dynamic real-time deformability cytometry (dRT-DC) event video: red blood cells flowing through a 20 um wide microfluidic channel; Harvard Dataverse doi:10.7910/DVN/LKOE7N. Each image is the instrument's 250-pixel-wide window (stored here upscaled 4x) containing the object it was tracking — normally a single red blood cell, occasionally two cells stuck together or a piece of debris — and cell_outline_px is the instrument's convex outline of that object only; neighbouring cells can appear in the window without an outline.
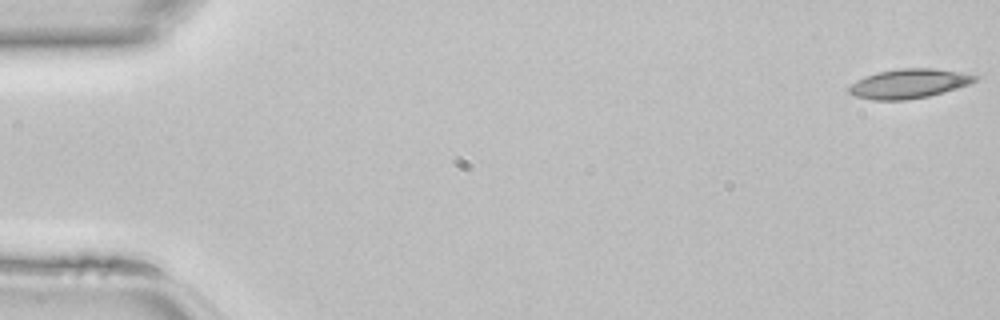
{"species": "common noctule bat (a hibernating species)", "species_latin": "Nyctalus noctula", "temperature_condition": "room temperature", "stored_images_in_passage": 46, "camera_frame_rate_fps": 3000, "um_per_image_px": 0.085, "animal": {"sex": "female", "body_mass_g": 22.7, "forearm_length_mm": 54.2}, "frame": {"image": 1, "passage_image": 1, "time_ms": 0.0, "image_size_px": [1000, 320], "cell_outline_px": [[980, 76], [976, 80], [968, 84], [944, 92], [928, 96], [908, 100], [872, 100], [856, 96], [848, 92], [848, 88], [852, 84], [864, 76], [876, 72], [900, 68], [932, 68], [960, 72]], "centroid_in_image_um": [77.24, 7.1], "position_along_channel_um": 7.8, "area_um2": 21.5}}
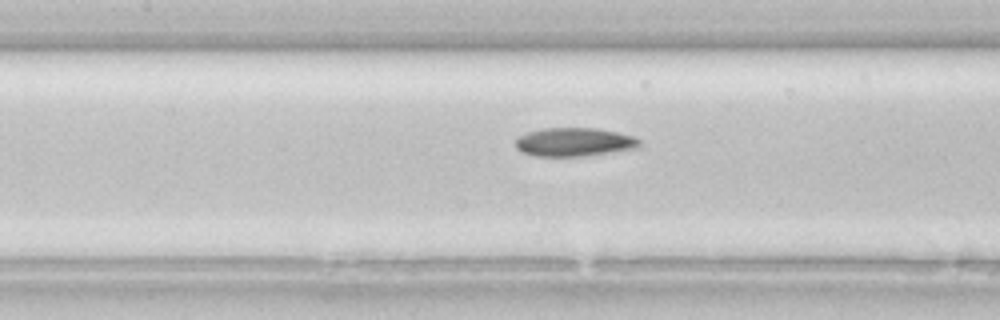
{"frame": {"image": 2, "passage_image": 21, "time_ms": 6.667, "image_size_px": [1000, 320], "cell_outline_px": [[640, 144], [636, 148], [580, 156], [536, 156], [520, 152], [516, 148], [516, 140], [520, 136], [528, 132], [544, 128], [596, 128], [616, 132], [632, 136], [640, 140]], "centroid_in_image_um": [48.77, 12.07], "position_along_channel_um": 158.6, "area_um2": 20.35}}
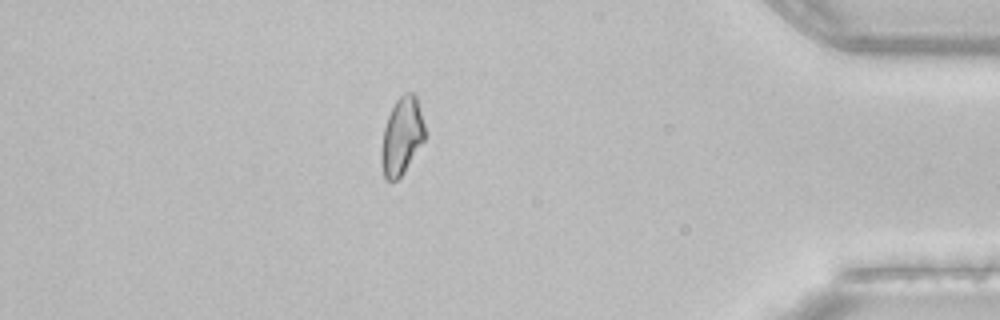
{"frame": {"image": 3, "passage_image": 40, "time_ms": 13.0, "image_size_px": [1000, 320], "cell_outline_px": [[424, 140], [404, 172], [396, 180], [388, 180], [384, 176], [380, 164], [380, 152], [384, 128], [388, 116], [396, 100], [404, 92], [412, 92], [416, 96], [424, 124]], "centroid_in_image_um": [34.13, 11.57], "position_along_channel_um": 401.1, "area_um2": 19.42}}